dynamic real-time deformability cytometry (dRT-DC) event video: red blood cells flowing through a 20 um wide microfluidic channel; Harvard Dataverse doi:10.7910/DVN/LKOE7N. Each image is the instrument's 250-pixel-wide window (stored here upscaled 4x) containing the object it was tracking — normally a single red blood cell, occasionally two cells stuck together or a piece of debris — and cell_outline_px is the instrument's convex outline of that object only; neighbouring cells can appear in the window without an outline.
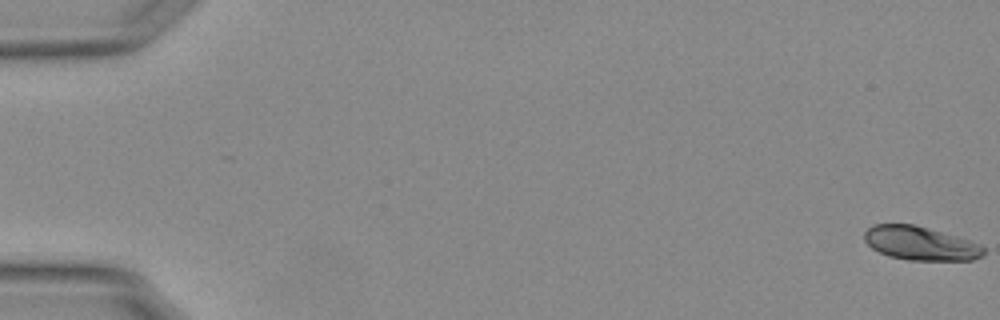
{"species": "Egyptian fruit bat (a non-hibernating species)", "species_latin": "Rousettus aegyptiacus", "temperature_condition": "warm", "stored_images_in_passage": 16, "camera_frame_rate_fps": 3000, "um_per_image_px": 0.085, "animal": {"sex": "female"}, "frame": {"image": 1, "passage_image": 1, "time_ms": 0.0, "image_size_px": [1000, 320], "cell_outline_px": [[984, 256], [972, 260], [908, 260], [888, 256], [872, 248], [864, 240], [864, 232], [872, 224], [912, 224], [968, 240], [984, 248]], "centroid_in_image_um": [78.18, 20.69], "position_along_channel_um": 6.8, "area_um2": 23.12}}
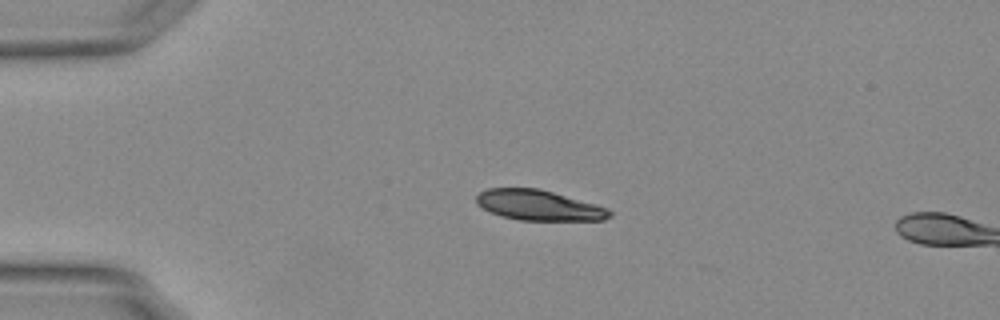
{"frame": {"image": 2, "passage_image": 14, "time_ms": 4.333, "image_size_px": [1000, 320], "cell_outline_px": [[612, 216], [604, 220], [520, 220], [500, 216], [476, 204], [476, 196], [480, 192], [488, 188], [536, 188], [552, 192], [596, 204], [608, 208], [612, 212]], "centroid_in_image_um": [45.81, 17.45], "position_along_channel_um": 39.2, "area_um2": 23.41}}